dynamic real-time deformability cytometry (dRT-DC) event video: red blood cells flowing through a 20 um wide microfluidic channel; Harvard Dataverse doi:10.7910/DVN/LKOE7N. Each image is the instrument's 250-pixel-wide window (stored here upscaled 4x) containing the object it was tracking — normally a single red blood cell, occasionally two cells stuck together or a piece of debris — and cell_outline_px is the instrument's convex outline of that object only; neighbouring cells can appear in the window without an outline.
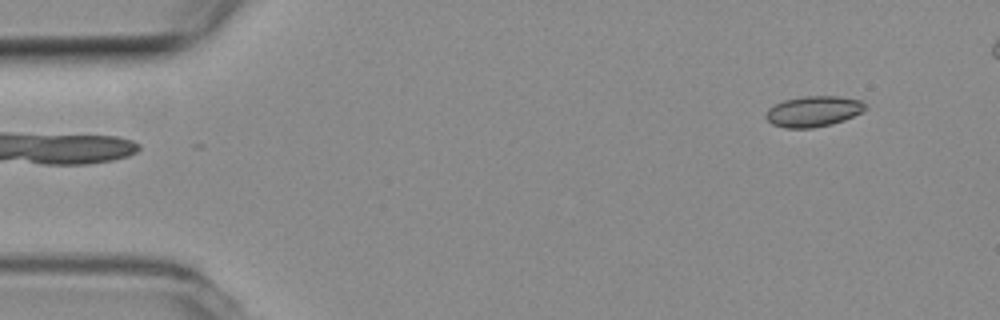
{"species": "common noctule bat (a hibernating species)", "species_latin": "Nyctalus noctula", "temperature_condition": "room temperature", "stored_images_in_passage": 47, "camera_frame_rate_fps": 3000, "um_per_image_px": 0.085, "animal": {"sex": "female", "body_mass_g": 19.3, "forearm_length_mm": 54.1}, "frame": {"image": 1, "passage_image": 1, "time_ms": 0.0, "image_size_px": [1000, 320], "cell_outline_px": [[868, 108], [844, 120], [832, 124], [812, 128], [784, 128], [772, 124], [764, 116], [768, 108], [784, 100], [804, 96], [836, 96], [860, 100]], "centroid_in_image_um": [69.11, 9.47], "position_along_channel_um": 15.9, "area_um2": 17.69}}
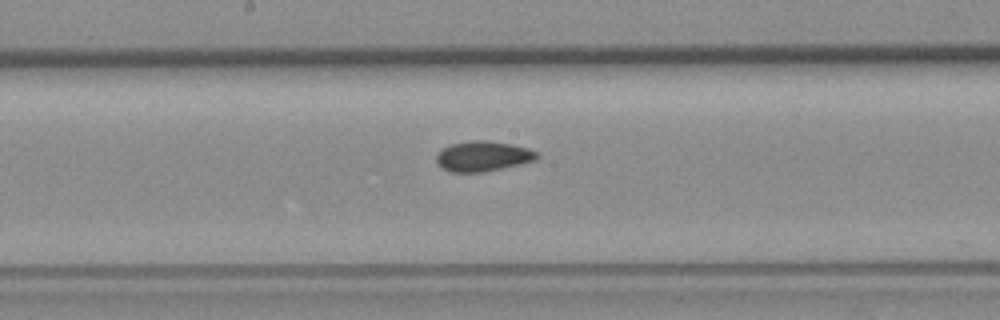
{"frame": {"image": 2, "passage_image": 24, "time_ms": 7.667, "image_size_px": [1000, 320], "cell_outline_px": [[540, 156], [536, 160], [504, 168], [480, 172], [448, 172], [436, 164], [436, 152], [440, 148], [452, 144], [472, 140], [484, 140], [512, 144], [528, 148], [540, 152]], "centroid_in_image_um": [41.04, 13.28], "position_along_channel_um": 207.2, "area_um2": 18.03}}
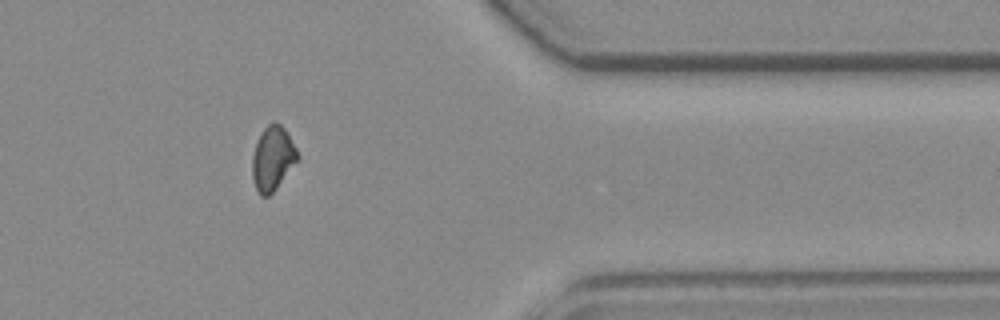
{"frame": {"image": 3, "passage_image": 40, "time_ms": 13.0, "image_size_px": [1000, 320], "cell_outline_px": [[300, 160], [276, 188], [268, 196], [260, 196], [256, 188], [252, 176], [252, 156], [260, 132], [272, 120], [276, 120], [284, 128], [296, 148], [300, 156]], "centroid_in_image_um": [23.19, 13.44], "position_along_channel_um": 388.2, "area_um2": 17.17}, "authors_computed_cell_mechanics": {"area_um2": 17.3978, "velocity_mm_per_s": 3.7957, "shape_relaxation_time_tau1_ms": null, "shape_relaxation_time_tau2_ms": 5.2744, "deformation_change_tau1": null, "deformation_change_tau2": 0.0686}}